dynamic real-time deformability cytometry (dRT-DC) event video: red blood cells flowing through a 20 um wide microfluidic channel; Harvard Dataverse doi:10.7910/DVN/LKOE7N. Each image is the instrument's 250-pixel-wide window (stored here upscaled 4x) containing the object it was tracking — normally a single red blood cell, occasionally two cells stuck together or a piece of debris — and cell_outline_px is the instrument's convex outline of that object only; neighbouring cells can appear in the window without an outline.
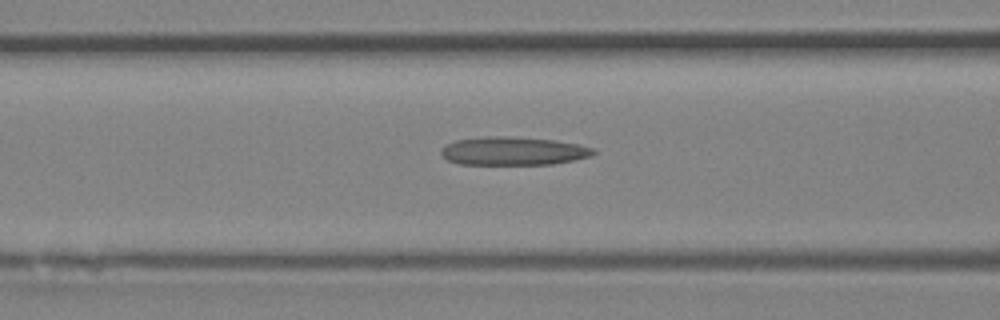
{"species": "Egyptian fruit bat (a non-hibernating species)", "species_latin": "Rousettus aegyptiacus", "temperature_condition": "room temperature", "stored_images_in_passage": 5, "camera_frame_rate_fps": 3000, "um_per_image_px": 0.085, "animal": {"sex": "female"}, "frame": {"image": 1, "passage_image": 5, "time_ms": 1.333, "image_size_px": [1000, 320], "cell_outline_px": [[596, 152], [592, 156], [552, 164], [460, 164], [448, 160], [440, 152], [448, 144], [456, 140], [484, 136], [508, 136], [556, 140], [596, 148]], "centroid_in_image_um": [43.67, 12.83], "position_along_channel_um": 122.9, "area_um2": 25.03}}